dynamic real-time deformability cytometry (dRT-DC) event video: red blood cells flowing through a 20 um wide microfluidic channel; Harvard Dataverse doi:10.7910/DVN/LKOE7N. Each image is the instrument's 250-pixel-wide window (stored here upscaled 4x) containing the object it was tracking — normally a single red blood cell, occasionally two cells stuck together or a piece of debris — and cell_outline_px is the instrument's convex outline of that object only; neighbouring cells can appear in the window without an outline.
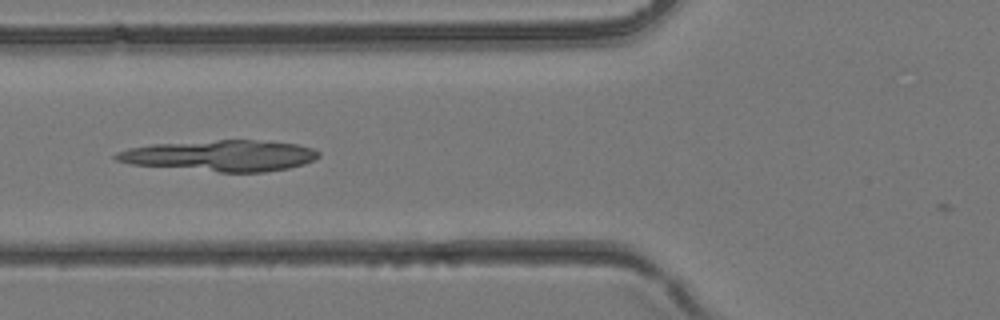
{"species": "common noctule bat (a hibernating species)", "species_latin": "Nyctalus noctula", "temperature_condition": "room temperature", "stored_images_in_passage": 12, "camera_frame_rate_fps": 3000, "um_per_image_px": 0.085, "animal": {"sex": "female", "body_mass_g": 24.6, "forearm_length_mm": 56.2}, "frame": {"image": 1, "passage_image": 3, "time_ms": 0.667, "image_size_px": [1000, 320], "cell_outline_px": [[320, 156], [304, 164], [288, 168], [264, 172], [220, 172], [132, 164], [116, 160], [112, 156], [116, 152], [128, 148], [152, 144], [220, 140], [256, 140], [296, 144], [312, 148], [320, 152]], "centroid_in_image_um": [18.74, 13.23], "position_along_channel_um": 107.1, "area_um2": 36.41}}
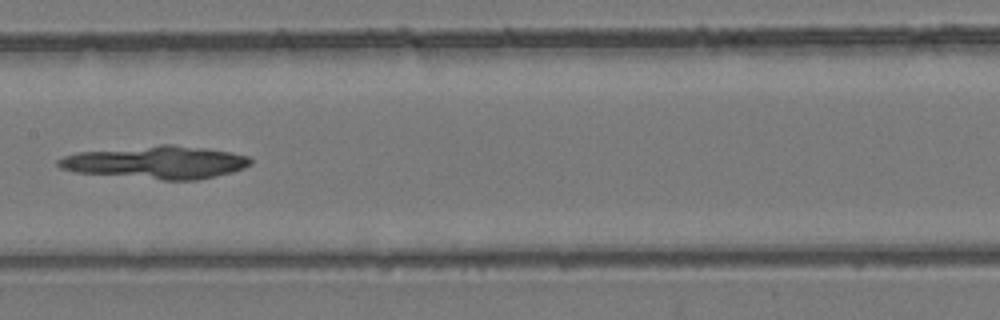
{"frame": {"image": 2, "passage_image": 8, "time_ms": 2.333, "image_size_px": [1000, 320], "cell_outline_px": [[252, 164], [244, 168], [232, 172], [196, 180], [164, 180], [76, 172], [60, 168], [56, 164], [56, 160], [64, 156], [76, 152], [160, 144], [172, 144], [208, 148], [248, 156], [252, 160]], "centroid_in_image_um": [13.27, 13.79], "position_along_channel_um": 194.1, "area_um2": 36.82}}
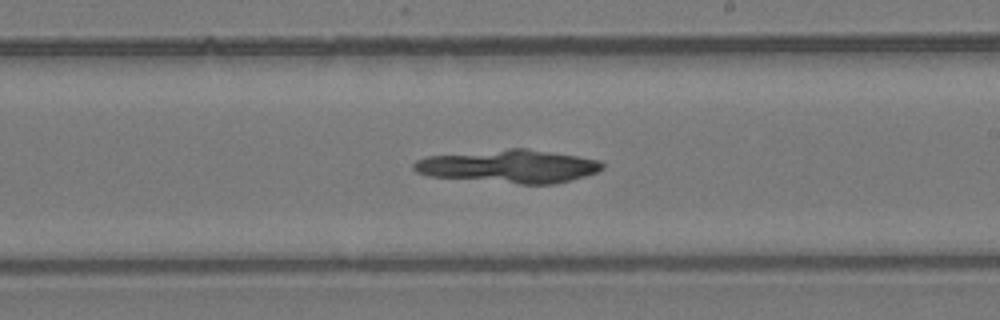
{"frame": {"image": 3, "passage_image": 11, "time_ms": 3.333, "image_size_px": [1000, 320], "cell_outline_px": [[604, 168], [596, 172], [584, 176], [556, 184], [520, 184], [428, 176], [416, 172], [412, 168], [412, 164], [416, 160], [424, 156], [508, 148], [528, 148], [600, 160], [604, 164]], "centroid_in_image_um": [43.22, 14.13], "position_along_channel_um": 245.8, "area_um2": 36.59}}